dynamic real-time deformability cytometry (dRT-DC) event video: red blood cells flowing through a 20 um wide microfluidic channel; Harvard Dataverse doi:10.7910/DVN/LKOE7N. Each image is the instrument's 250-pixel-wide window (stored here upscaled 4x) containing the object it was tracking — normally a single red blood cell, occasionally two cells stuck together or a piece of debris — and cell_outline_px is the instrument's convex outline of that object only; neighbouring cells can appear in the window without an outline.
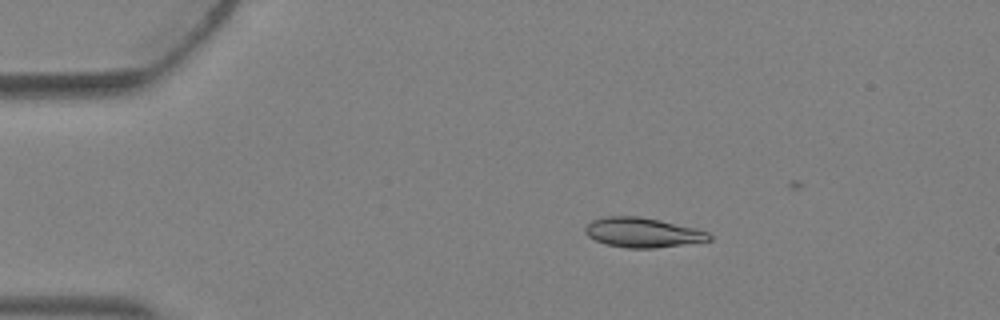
{"species": "Egyptian fruit bat (a non-hibernating species)", "species_latin": "Rousettus aegyptiacus", "temperature_condition": "warm", "stored_images_in_passage": 4, "camera_frame_rate_fps": 3000, "um_per_image_px": 0.085, "animal": {"sex": "female"}, "frame": {"image": 1, "passage_image": 3, "time_ms": 0.667, "image_size_px": [1000, 320], "cell_outline_px": [[712, 240], [656, 248], [628, 248], [608, 244], [596, 240], [588, 236], [584, 232], [584, 228], [592, 220], [604, 216], [640, 216], [660, 220], [696, 228], [708, 232], [712, 236]], "centroid_in_image_um": [54.63, 19.75], "position_along_channel_um": 30.4, "area_um2": 21.44}}